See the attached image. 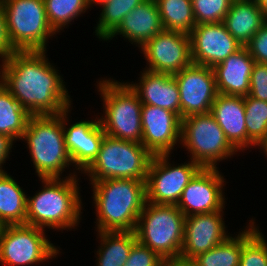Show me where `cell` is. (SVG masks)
I'll list each match as a JSON object with an SVG mask.
<instances>
[{"mask_svg":"<svg viewBox=\"0 0 267 266\" xmlns=\"http://www.w3.org/2000/svg\"><path fill=\"white\" fill-rule=\"evenodd\" d=\"M45 54L16 51L0 65L1 83L30 115H58L71 107L65 81Z\"/></svg>","mask_w":267,"mask_h":266,"instance_id":"obj_1","label":"cell"},{"mask_svg":"<svg viewBox=\"0 0 267 266\" xmlns=\"http://www.w3.org/2000/svg\"><path fill=\"white\" fill-rule=\"evenodd\" d=\"M93 185L97 232L135 231L146 200V181L106 179Z\"/></svg>","mask_w":267,"mask_h":266,"instance_id":"obj_2","label":"cell"},{"mask_svg":"<svg viewBox=\"0 0 267 266\" xmlns=\"http://www.w3.org/2000/svg\"><path fill=\"white\" fill-rule=\"evenodd\" d=\"M68 175L40 179L44 184L42 190L33 197L27 196V225L70 230L79 224L82 213L79 179L76 171Z\"/></svg>","mask_w":267,"mask_h":266,"instance_id":"obj_3","label":"cell"},{"mask_svg":"<svg viewBox=\"0 0 267 266\" xmlns=\"http://www.w3.org/2000/svg\"><path fill=\"white\" fill-rule=\"evenodd\" d=\"M23 139L40 179L61 178L64 169L73 164L65 145L62 113L31 115Z\"/></svg>","mask_w":267,"mask_h":266,"instance_id":"obj_4","label":"cell"},{"mask_svg":"<svg viewBox=\"0 0 267 266\" xmlns=\"http://www.w3.org/2000/svg\"><path fill=\"white\" fill-rule=\"evenodd\" d=\"M98 91L104 102V115L99 118L109 137L142 144V102L127 82L100 80Z\"/></svg>","mask_w":267,"mask_h":266,"instance_id":"obj_5","label":"cell"},{"mask_svg":"<svg viewBox=\"0 0 267 266\" xmlns=\"http://www.w3.org/2000/svg\"><path fill=\"white\" fill-rule=\"evenodd\" d=\"M186 216L175 205L146 202L135 228L137 241L162 259L181 256Z\"/></svg>","mask_w":267,"mask_h":266,"instance_id":"obj_6","label":"cell"},{"mask_svg":"<svg viewBox=\"0 0 267 266\" xmlns=\"http://www.w3.org/2000/svg\"><path fill=\"white\" fill-rule=\"evenodd\" d=\"M152 158L141 143L105 135L97 157L83 172L91 183L106 179L146 181Z\"/></svg>","mask_w":267,"mask_h":266,"instance_id":"obj_7","label":"cell"},{"mask_svg":"<svg viewBox=\"0 0 267 266\" xmlns=\"http://www.w3.org/2000/svg\"><path fill=\"white\" fill-rule=\"evenodd\" d=\"M11 44L16 51H47L56 32L47 19L44 0H0Z\"/></svg>","mask_w":267,"mask_h":266,"instance_id":"obj_8","label":"cell"},{"mask_svg":"<svg viewBox=\"0 0 267 266\" xmlns=\"http://www.w3.org/2000/svg\"><path fill=\"white\" fill-rule=\"evenodd\" d=\"M202 168H217V162L238 152L211 113L189 115L181 119V142Z\"/></svg>","mask_w":267,"mask_h":266,"instance_id":"obj_9","label":"cell"},{"mask_svg":"<svg viewBox=\"0 0 267 266\" xmlns=\"http://www.w3.org/2000/svg\"><path fill=\"white\" fill-rule=\"evenodd\" d=\"M45 229L27 225H4L0 229V263L5 266L40 264L56 257L60 249L45 235Z\"/></svg>","mask_w":267,"mask_h":266,"instance_id":"obj_10","label":"cell"},{"mask_svg":"<svg viewBox=\"0 0 267 266\" xmlns=\"http://www.w3.org/2000/svg\"><path fill=\"white\" fill-rule=\"evenodd\" d=\"M168 157L169 154L154 155L150 162L146 179L147 202L176 206L185 187L202 168L192 160L171 166Z\"/></svg>","mask_w":267,"mask_h":266,"instance_id":"obj_11","label":"cell"},{"mask_svg":"<svg viewBox=\"0 0 267 266\" xmlns=\"http://www.w3.org/2000/svg\"><path fill=\"white\" fill-rule=\"evenodd\" d=\"M141 51L146 70L174 75L192 64L190 35L163 29L147 41Z\"/></svg>","mask_w":267,"mask_h":266,"instance_id":"obj_12","label":"cell"},{"mask_svg":"<svg viewBox=\"0 0 267 266\" xmlns=\"http://www.w3.org/2000/svg\"><path fill=\"white\" fill-rule=\"evenodd\" d=\"M180 93V118L211 112L217 89L213 68L190 64L173 75Z\"/></svg>","mask_w":267,"mask_h":266,"instance_id":"obj_13","label":"cell"},{"mask_svg":"<svg viewBox=\"0 0 267 266\" xmlns=\"http://www.w3.org/2000/svg\"><path fill=\"white\" fill-rule=\"evenodd\" d=\"M224 177L217 168H201L182 192L177 207L187 217L221 211L225 207L222 192Z\"/></svg>","mask_w":267,"mask_h":266,"instance_id":"obj_14","label":"cell"},{"mask_svg":"<svg viewBox=\"0 0 267 266\" xmlns=\"http://www.w3.org/2000/svg\"><path fill=\"white\" fill-rule=\"evenodd\" d=\"M189 35L192 62L210 68L243 47L222 22L198 24Z\"/></svg>","mask_w":267,"mask_h":266,"instance_id":"obj_15","label":"cell"},{"mask_svg":"<svg viewBox=\"0 0 267 266\" xmlns=\"http://www.w3.org/2000/svg\"><path fill=\"white\" fill-rule=\"evenodd\" d=\"M142 145L154 156L169 154L181 142V118L168 109L142 104Z\"/></svg>","mask_w":267,"mask_h":266,"instance_id":"obj_16","label":"cell"},{"mask_svg":"<svg viewBox=\"0 0 267 266\" xmlns=\"http://www.w3.org/2000/svg\"><path fill=\"white\" fill-rule=\"evenodd\" d=\"M222 213L223 210L185 218L181 259L191 261L229 237Z\"/></svg>","mask_w":267,"mask_h":266,"instance_id":"obj_17","label":"cell"},{"mask_svg":"<svg viewBox=\"0 0 267 266\" xmlns=\"http://www.w3.org/2000/svg\"><path fill=\"white\" fill-rule=\"evenodd\" d=\"M70 108L62 112L64 127V140L67 151L76 170L84 171L97 157L101 142L106 135L99 122V117L94 121H79L66 127Z\"/></svg>","mask_w":267,"mask_h":266,"instance_id":"obj_18","label":"cell"},{"mask_svg":"<svg viewBox=\"0 0 267 266\" xmlns=\"http://www.w3.org/2000/svg\"><path fill=\"white\" fill-rule=\"evenodd\" d=\"M255 61L243 46L223 62L213 67L218 94L247 96L250 90V76Z\"/></svg>","mask_w":267,"mask_h":266,"instance_id":"obj_19","label":"cell"},{"mask_svg":"<svg viewBox=\"0 0 267 266\" xmlns=\"http://www.w3.org/2000/svg\"><path fill=\"white\" fill-rule=\"evenodd\" d=\"M128 84L142 104L168 109L180 117V93L173 75L145 69L139 83Z\"/></svg>","mask_w":267,"mask_h":266,"instance_id":"obj_20","label":"cell"},{"mask_svg":"<svg viewBox=\"0 0 267 266\" xmlns=\"http://www.w3.org/2000/svg\"><path fill=\"white\" fill-rule=\"evenodd\" d=\"M237 151L247 148L244 96L217 94L210 112Z\"/></svg>","mask_w":267,"mask_h":266,"instance_id":"obj_21","label":"cell"},{"mask_svg":"<svg viewBox=\"0 0 267 266\" xmlns=\"http://www.w3.org/2000/svg\"><path fill=\"white\" fill-rule=\"evenodd\" d=\"M163 29L156 1L146 0L127 13L118 28L105 41L120 34L140 49Z\"/></svg>","mask_w":267,"mask_h":266,"instance_id":"obj_22","label":"cell"},{"mask_svg":"<svg viewBox=\"0 0 267 266\" xmlns=\"http://www.w3.org/2000/svg\"><path fill=\"white\" fill-rule=\"evenodd\" d=\"M265 22L256 0H234L222 23L245 46Z\"/></svg>","mask_w":267,"mask_h":266,"instance_id":"obj_23","label":"cell"},{"mask_svg":"<svg viewBox=\"0 0 267 266\" xmlns=\"http://www.w3.org/2000/svg\"><path fill=\"white\" fill-rule=\"evenodd\" d=\"M27 195L8 173L0 174V224H26Z\"/></svg>","mask_w":267,"mask_h":266,"instance_id":"obj_24","label":"cell"},{"mask_svg":"<svg viewBox=\"0 0 267 266\" xmlns=\"http://www.w3.org/2000/svg\"><path fill=\"white\" fill-rule=\"evenodd\" d=\"M100 248L97 252V266H123L132 246L137 242L135 231L98 232Z\"/></svg>","mask_w":267,"mask_h":266,"instance_id":"obj_25","label":"cell"},{"mask_svg":"<svg viewBox=\"0 0 267 266\" xmlns=\"http://www.w3.org/2000/svg\"><path fill=\"white\" fill-rule=\"evenodd\" d=\"M30 116L0 81V134L22 140Z\"/></svg>","mask_w":267,"mask_h":266,"instance_id":"obj_26","label":"cell"},{"mask_svg":"<svg viewBox=\"0 0 267 266\" xmlns=\"http://www.w3.org/2000/svg\"><path fill=\"white\" fill-rule=\"evenodd\" d=\"M165 30L190 34L196 26L191 0H155Z\"/></svg>","mask_w":267,"mask_h":266,"instance_id":"obj_27","label":"cell"},{"mask_svg":"<svg viewBox=\"0 0 267 266\" xmlns=\"http://www.w3.org/2000/svg\"><path fill=\"white\" fill-rule=\"evenodd\" d=\"M242 252V232L229 236L207 252L198 254L191 262L193 266H239Z\"/></svg>","mask_w":267,"mask_h":266,"instance_id":"obj_28","label":"cell"},{"mask_svg":"<svg viewBox=\"0 0 267 266\" xmlns=\"http://www.w3.org/2000/svg\"><path fill=\"white\" fill-rule=\"evenodd\" d=\"M144 1L146 0H109L102 4L95 35L106 40L118 28L124 16Z\"/></svg>","mask_w":267,"mask_h":266,"instance_id":"obj_29","label":"cell"},{"mask_svg":"<svg viewBox=\"0 0 267 266\" xmlns=\"http://www.w3.org/2000/svg\"><path fill=\"white\" fill-rule=\"evenodd\" d=\"M247 148L259 146L267 137V102L244 96ZM250 146V147H249Z\"/></svg>","mask_w":267,"mask_h":266,"instance_id":"obj_30","label":"cell"},{"mask_svg":"<svg viewBox=\"0 0 267 266\" xmlns=\"http://www.w3.org/2000/svg\"><path fill=\"white\" fill-rule=\"evenodd\" d=\"M44 3L47 19L56 33L89 8L88 0H44Z\"/></svg>","mask_w":267,"mask_h":266,"instance_id":"obj_31","label":"cell"},{"mask_svg":"<svg viewBox=\"0 0 267 266\" xmlns=\"http://www.w3.org/2000/svg\"><path fill=\"white\" fill-rule=\"evenodd\" d=\"M254 221L251 219L249 226L242 231L239 266H267V242Z\"/></svg>","mask_w":267,"mask_h":266,"instance_id":"obj_32","label":"cell"},{"mask_svg":"<svg viewBox=\"0 0 267 266\" xmlns=\"http://www.w3.org/2000/svg\"><path fill=\"white\" fill-rule=\"evenodd\" d=\"M195 23L223 22L234 0H191Z\"/></svg>","mask_w":267,"mask_h":266,"instance_id":"obj_33","label":"cell"},{"mask_svg":"<svg viewBox=\"0 0 267 266\" xmlns=\"http://www.w3.org/2000/svg\"><path fill=\"white\" fill-rule=\"evenodd\" d=\"M162 260L156 252L137 241L123 266H160Z\"/></svg>","mask_w":267,"mask_h":266,"instance_id":"obj_34","label":"cell"},{"mask_svg":"<svg viewBox=\"0 0 267 266\" xmlns=\"http://www.w3.org/2000/svg\"><path fill=\"white\" fill-rule=\"evenodd\" d=\"M248 95L257 100L267 102V64L255 62L250 76Z\"/></svg>","mask_w":267,"mask_h":266,"instance_id":"obj_35","label":"cell"},{"mask_svg":"<svg viewBox=\"0 0 267 266\" xmlns=\"http://www.w3.org/2000/svg\"><path fill=\"white\" fill-rule=\"evenodd\" d=\"M245 47L256 63L267 64V22L259 28Z\"/></svg>","mask_w":267,"mask_h":266,"instance_id":"obj_36","label":"cell"},{"mask_svg":"<svg viewBox=\"0 0 267 266\" xmlns=\"http://www.w3.org/2000/svg\"><path fill=\"white\" fill-rule=\"evenodd\" d=\"M15 52L16 50L11 44L3 5L0 1V58H2V63H5Z\"/></svg>","mask_w":267,"mask_h":266,"instance_id":"obj_37","label":"cell"},{"mask_svg":"<svg viewBox=\"0 0 267 266\" xmlns=\"http://www.w3.org/2000/svg\"><path fill=\"white\" fill-rule=\"evenodd\" d=\"M13 141H15L13 138L0 134V174L7 172L2 169V165H4V163H6L5 161L9 158Z\"/></svg>","mask_w":267,"mask_h":266,"instance_id":"obj_38","label":"cell"},{"mask_svg":"<svg viewBox=\"0 0 267 266\" xmlns=\"http://www.w3.org/2000/svg\"><path fill=\"white\" fill-rule=\"evenodd\" d=\"M160 266H193L191 261L178 259H163Z\"/></svg>","mask_w":267,"mask_h":266,"instance_id":"obj_39","label":"cell"},{"mask_svg":"<svg viewBox=\"0 0 267 266\" xmlns=\"http://www.w3.org/2000/svg\"><path fill=\"white\" fill-rule=\"evenodd\" d=\"M267 22V0H256Z\"/></svg>","mask_w":267,"mask_h":266,"instance_id":"obj_40","label":"cell"},{"mask_svg":"<svg viewBox=\"0 0 267 266\" xmlns=\"http://www.w3.org/2000/svg\"><path fill=\"white\" fill-rule=\"evenodd\" d=\"M108 1L109 0H88V4H89V7L91 8V6H93L92 4H94V6L99 5V4L102 5Z\"/></svg>","mask_w":267,"mask_h":266,"instance_id":"obj_41","label":"cell"},{"mask_svg":"<svg viewBox=\"0 0 267 266\" xmlns=\"http://www.w3.org/2000/svg\"><path fill=\"white\" fill-rule=\"evenodd\" d=\"M261 151L263 150L267 157V137L261 142V144L259 145Z\"/></svg>","mask_w":267,"mask_h":266,"instance_id":"obj_42","label":"cell"}]
</instances>
